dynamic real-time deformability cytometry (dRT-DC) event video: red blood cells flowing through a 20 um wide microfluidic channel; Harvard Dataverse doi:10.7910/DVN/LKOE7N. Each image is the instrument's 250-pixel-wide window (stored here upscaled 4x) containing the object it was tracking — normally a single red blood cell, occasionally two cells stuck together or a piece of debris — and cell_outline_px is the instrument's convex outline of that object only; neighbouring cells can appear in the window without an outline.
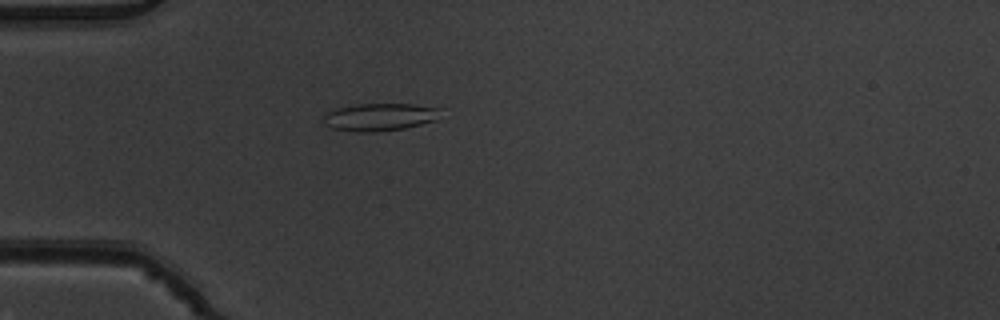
{"species": "common noctule bat (a hibernating species)", "species_latin": "Nyctalus noctula", "temperature_condition": "warm", "stored_images_in_passage": 1, "camera_frame_rate_fps": 3000, "um_per_image_px": 0.085, "animal": {"sex": "male", "body_mass_g": 19.5, "forearm_length_mm": 54.6}, "frame": {"image": 1, "passage_image": 1, "time_ms": 0.0, "image_size_px": [1000, 320], "cell_outline_px": [[440, 108], [436, 120], [404, 128], [376, 132], [356, 132], [332, 128], [324, 124], [324, 116], [328, 112], [336, 108], [356, 104], [412, 104]], "centroid_in_image_um": [32.24, 9.95], "position_along_channel_um": 52.8, "area_um2": 18.67}}